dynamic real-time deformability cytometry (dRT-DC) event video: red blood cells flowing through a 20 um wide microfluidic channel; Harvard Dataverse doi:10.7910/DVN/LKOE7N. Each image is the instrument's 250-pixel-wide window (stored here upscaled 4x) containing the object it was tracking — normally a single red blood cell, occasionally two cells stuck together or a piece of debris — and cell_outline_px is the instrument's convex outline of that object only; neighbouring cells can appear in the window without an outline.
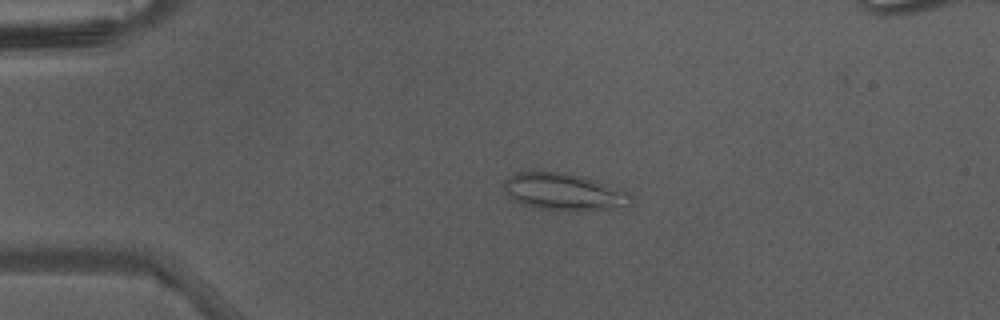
{"species": "Egyptian fruit bat (a non-hibernating species)", "species_latin": "Rousettus aegyptiacus", "temperature_condition": "warm", "stored_images_in_passage": 38, "camera_frame_rate_fps": 3000, "um_per_image_px": 0.085, "animal": {"sex": "male"}, "frame": {"image": 1, "passage_image": 2, "time_ms": 0.333, "image_size_px": [1000, 320], "cell_outline_px": [[632, 204], [624, 208], [580, 212], [568, 212], [532, 208], [520, 204], [512, 200], [504, 192], [500, 184], [508, 176], [516, 172], [536, 168], [564, 172], [596, 180], [620, 188], [632, 200]], "centroid_in_image_um": [47.83, 16.3], "position_along_channel_um": 37.2, "area_um2": 29.13}}
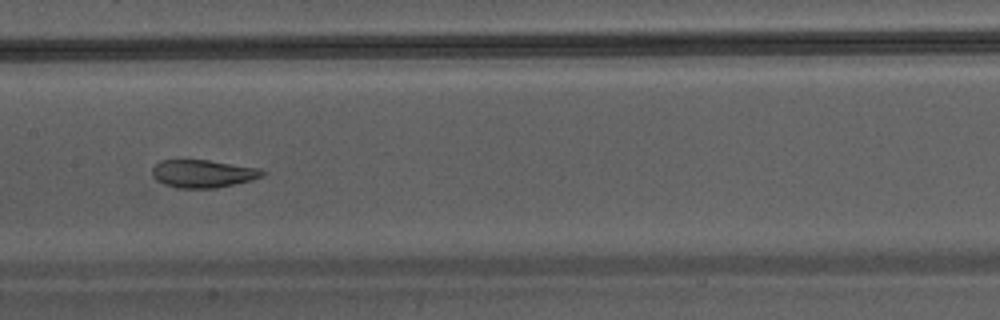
{"frame": {"image": 2, "passage_image": 15, "time_ms": 4.667, "image_size_px": [1000, 320], "cell_outline_px": [[268, 172], [264, 176], [252, 180], [216, 188], [176, 188], [164, 184], [156, 180], [152, 176], [152, 168], [160, 160], [208, 160], [260, 168]], "centroid_in_image_um": [17.27, 14.76], "position_along_channel_um": 190.1, "area_um2": 18.03}}
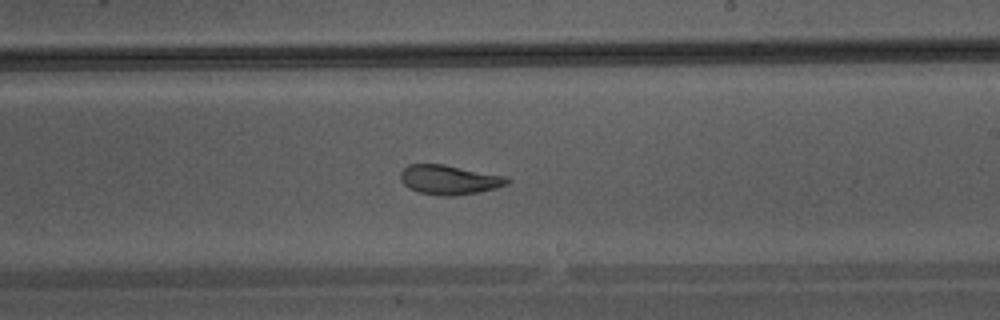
{"frame": {"image": 3, "passage_image": 19, "time_ms": 6.0, "image_size_px": [1000, 320], "cell_outline_px": [[512, 180], [508, 184], [496, 188], [476, 192], [452, 196], [444, 196], [420, 192], [408, 188], [400, 180], [400, 172], [408, 164], [444, 164], [508, 176]], "centroid_in_image_um": [38.21, 15.26], "position_along_channel_um": 250.8, "area_um2": 18.44}}